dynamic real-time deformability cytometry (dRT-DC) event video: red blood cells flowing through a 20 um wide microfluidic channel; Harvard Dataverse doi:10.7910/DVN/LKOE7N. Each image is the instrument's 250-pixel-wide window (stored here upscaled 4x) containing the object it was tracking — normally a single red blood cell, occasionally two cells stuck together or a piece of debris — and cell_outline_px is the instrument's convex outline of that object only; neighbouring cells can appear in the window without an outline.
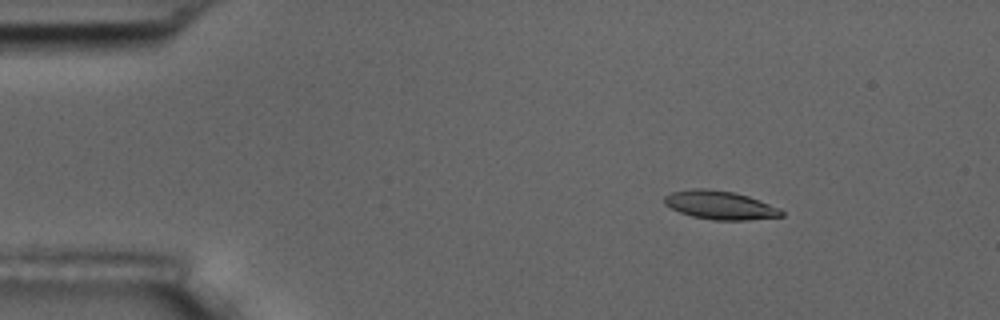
{"species": "common noctule bat (a hibernating species)", "species_latin": "Nyctalus noctula", "temperature_condition": "room temperature", "stored_images_in_passage": 9, "camera_frame_rate_fps": 3000, "um_per_image_px": 0.085, "animal": {"sex": "male", "body_mass_g": 17.5, "forearm_length_mm": 52.3}, "frame": {"image": 1, "passage_image": 3, "time_ms": 2.333, "image_size_px": [1000, 320], "cell_outline_px": [[784, 216], [748, 220], [712, 220], [692, 216], [680, 212], [664, 204], [664, 196], [672, 192], [692, 188], [708, 188], [736, 192], [748, 196], [780, 208], [784, 212]], "centroid_in_image_um": [61.21, 17.43], "position_along_channel_um": 23.8, "area_um2": 19.59}}
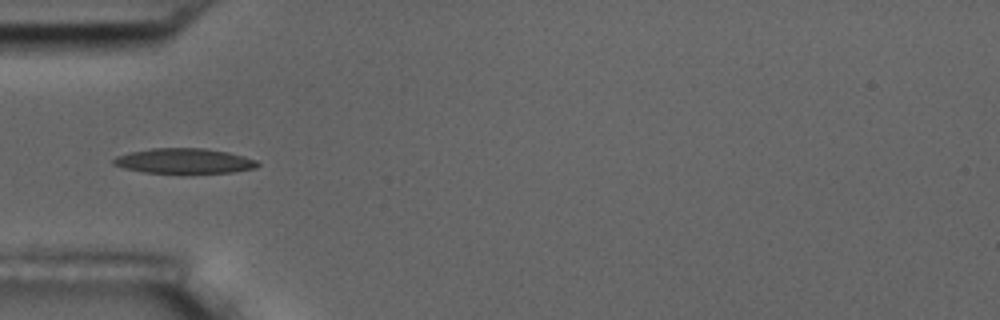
{"frame": {"image": 2, "passage_image": 6, "time_ms": 5.667, "image_size_px": [1000, 320], "cell_outline_px": [[260, 164], [256, 168], [232, 172], [144, 172], [124, 168], [112, 164], [112, 160], [116, 156], [128, 152], [152, 148], [204, 148], [228, 152], [244, 156], [256, 160]], "centroid_in_image_um": [15.64, 13.66], "position_along_channel_um": 69.4, "area_um2": 20.87}}
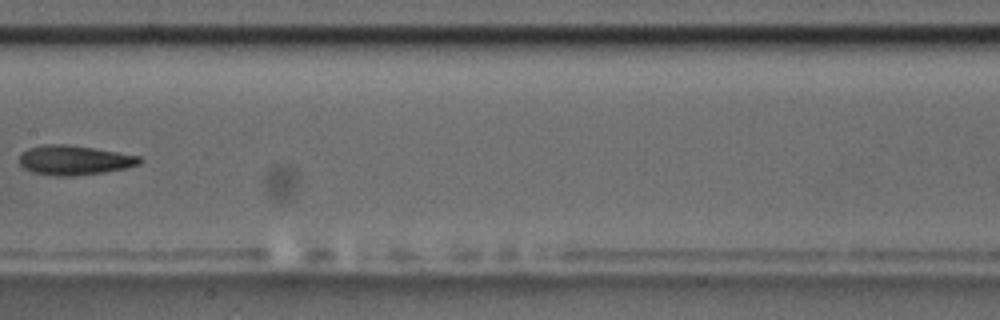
{"frame": {"image": 3, "passage_image": 9, "time_ms": 9.333, "image_size_px": [1000, 320], "cell_outline_px": [[144, 160], [140, 164], [128, 168], [104, 172], [76, 176], [56, 176], [32, 172], [24, 168], [20, 164], [20, 156], [28, 148], [44, 144], [64, 144], [92, 148], [140, 156]], "centroid_in_image_um": [6.34, 13.62], "position_along_channel_um": 201.1, "area_um2": 20.69}}